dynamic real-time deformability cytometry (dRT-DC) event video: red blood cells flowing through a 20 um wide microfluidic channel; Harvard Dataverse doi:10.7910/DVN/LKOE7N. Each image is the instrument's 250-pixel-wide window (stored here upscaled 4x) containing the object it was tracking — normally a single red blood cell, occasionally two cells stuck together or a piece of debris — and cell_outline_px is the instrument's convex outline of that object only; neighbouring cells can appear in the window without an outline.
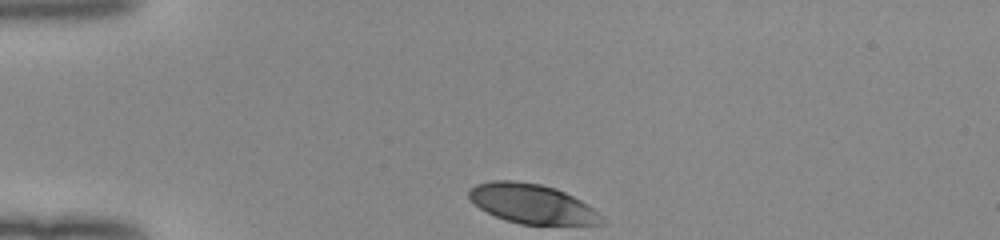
{"species": "human", "species_latin": "Homo sapiens", "temperature_condition": "room temperature", "stored_images_in_passage": 32, "camera_frame_rate_fps": 3000, "um_per_image_px": 0.085, "donor": {"sex": "female"}, "frame": {"image": 1, "passage_image": 1, "time_ms": 0.0, "image_size_px": [1000, 240], "cell_outline_px": [[604, 224], [520, 224], [496, 216], [480, 208], [468, 196], [468, 192], [476, 184], [492, 180], [512, 180], [540, 184], [556, 188], [580, 200], [592, 208], [604, 220]], "centroid_in_image_um": [45.2, 17.31], "position_along_channel_um": 39.8, "area_um2": 30.0}}
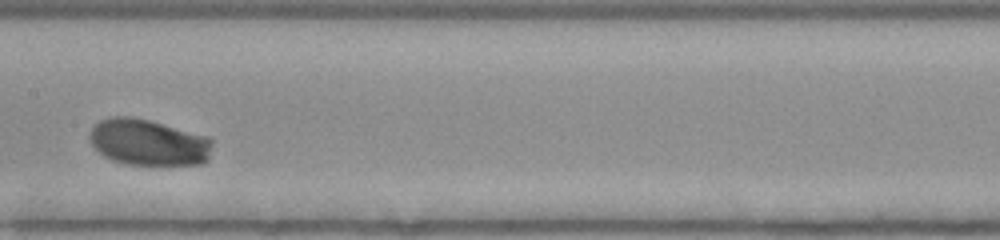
{"frame": {"image": 2, "passage_image": 16, "time_ms": 5.0, "image_size_px": [1000, 240], "cell_outline_px": [[212, 144], [208, 160], [204, 164], [128, 164], [112, 160], [104, 156], [92, 144], [88, 136], [92, 128], [100, 120], [112, 116], [128, 116], [148, 120], [208, 136], [212, 140]], "centroid_in_image_um": [12.62, 12.1], "position_along_channel_um": 194.8, "area_um2": 32.89}}
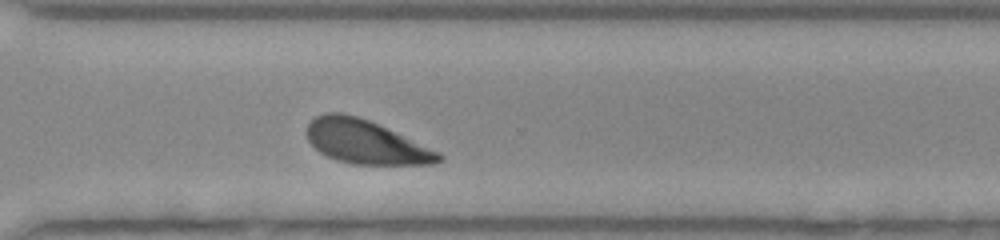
{"frame": {"image": 3, "passage_image": 27, "time_ms": 8.667, "image_size_px": [1000, 240], "cell_outline_px": [[444, 160], [436, 164], [352, 164], [336, 160], [320, 152], [308, 140], [304, 132], [308, 124], [316, 116], [324, 112], [340, 112], [356, 116], [368, 120], [440, 152], [444, 156]], "centroid_in_image_um": [31.06, 12.07], "position_along_channel_um": 339.5, "area_um2": 33.47}, "authors_computed_cell_mechanics": {"area_um2": 32.7437, "velocity_mm_per_s": 3.9512, "shape_relaxation_time_tau1_ms": 2.4326, "shape_relaxation_time_tau2_ms": null, "deformation_change_tau1": 0.16, "deformation_change_tau2": null}}